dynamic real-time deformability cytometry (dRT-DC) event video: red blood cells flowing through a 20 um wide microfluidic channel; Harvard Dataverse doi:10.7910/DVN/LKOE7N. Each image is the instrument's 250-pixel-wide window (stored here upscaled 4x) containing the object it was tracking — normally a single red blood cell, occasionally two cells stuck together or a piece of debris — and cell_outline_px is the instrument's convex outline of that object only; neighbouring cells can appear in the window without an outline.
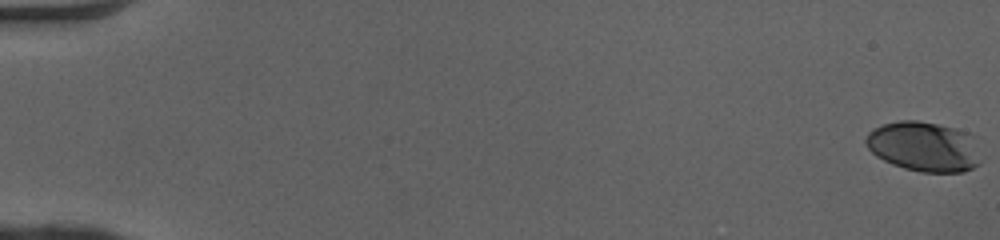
{"species": "human", "species_latin": "Homo sapiens", "temperature_condition": "cold", "stored_images_in_passage": 52, "camera_frame_rate_fps": 3000, "um_per_image_px": 0.085, "donor": {"sex": "female"}, "frame": {"image": 1, "passage_image": 1, "time_ms": 0.0, "image_size_px": [1000, 240], "cell_outline_px": [[984, 160], [980, 164], [964, 172], [920, 172], [904, 168], [892, 164], [876, 156], [868, 148], [864, 140], [868, 132], [884, 124], [900, 120], [916, 120], [956, 128], [968, 132], [976, 136]], "centroid_in_image_um": [78.63, 12.47], "position_along_channel_um": 6.4, "area_um2": 34.16}}
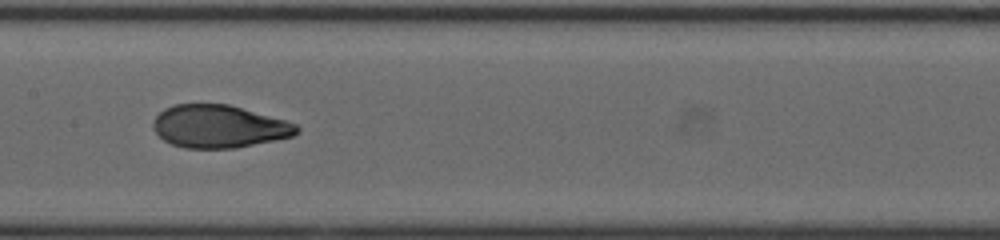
{"frame": {"image": 2, "passage_image": 28, "time_ms": 9.0, "image_size_px": [1000, 240], "cell_outline_px": [[300, 132], [292, 136], [276, 140], [236, 148], [184, 148], [172, 144], [164, 140], [156, 132], [152, 124], [156, 116], [164, 108], [172, 104], [228, 104], [284, 120], [296, 124], [300, 128]], "centroid_in_image_um": [18.61, 10.75], "position_along_channel_um": 188.8, "area_um2": 35.66}}
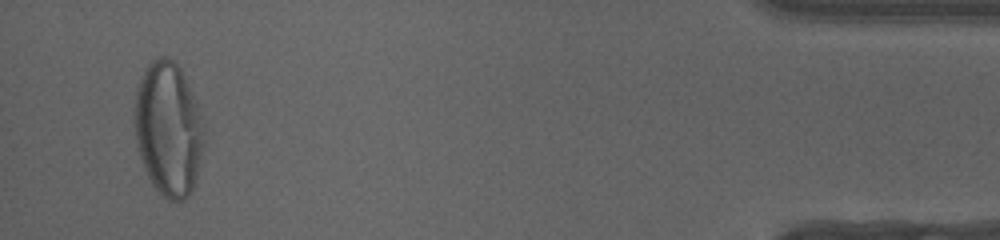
{"frame": {"image": 3, "passage_image": 50, "time_ms": 16.333, "image_size_px": [1000, 240], "cell_outline_px": [[204, 144], [196, 176], [192, 188], [188, 196], [184, 200], [168, 200], [152, 184], [144, 168], [136, 148], [132, 120], [132, 108], [136, 88], [144, 68], [152, 60], [160, 56], [164, 56], [172, 60], [180, 68], [196, 100], [200, 116], [204, 140]], "centroid_in_image_um": [14.24, 10.93], "position_along_channel_um": 421.0, "area_um2": 54.68}, "authors_computed_cell_mechanics": {"area_um2": 36.0383, "velocity_mm_per_s": 4.1053, "shape_relaxation_time_tau1_ms": 5.9776, "shape_relaxation_time_tau2_ms": 0.747, "deformation_change_tau1": 0.2548, "deformation_change_tau2": 0.0565}}